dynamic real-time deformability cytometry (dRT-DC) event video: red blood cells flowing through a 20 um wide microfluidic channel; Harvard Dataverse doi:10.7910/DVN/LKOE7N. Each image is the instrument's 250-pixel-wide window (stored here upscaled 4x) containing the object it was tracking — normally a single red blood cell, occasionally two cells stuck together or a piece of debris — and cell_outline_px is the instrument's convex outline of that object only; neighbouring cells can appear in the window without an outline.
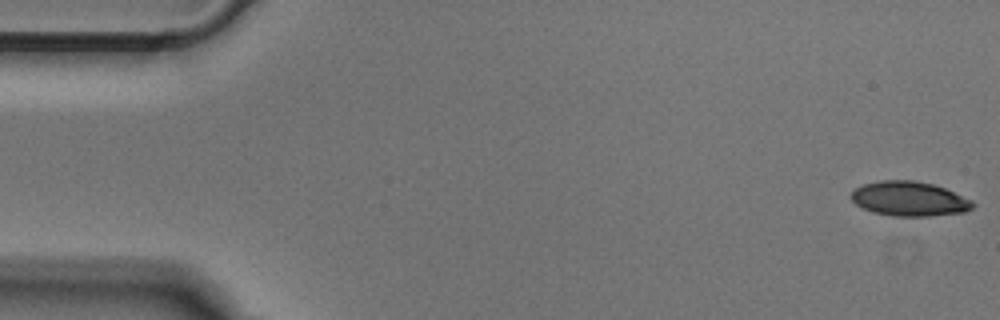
{"species": "Egyptian fruit bat (a non-hibernating species)", "species_latin": "Rousettus aegyptiacus", "temperature_condition": "cold", "stored_images_in_passage": 50, "camera_frame_rate_fps": 3000, "um_per_image_px": 0.085, "animal": {"sex": "male"}, "frame": {"image": 1, "passage_image": 1, "time_ms": 0.0, "image_size_px": [1000, 320], "cell_outline_px": [[976, 204], [972, 208], [964, 212], [932, 216], [892, 216], [872, 212], [856, 204], [852, 200], [852, 192], [856, 188], [864, 184], [880, 180], [912, 180], [932, 184], [944, 188], [972, 200]], "centroid_in_image_um": [77.31, 16.9], "position_along_channel_um": 7.7, "area_um2": 24.39}}
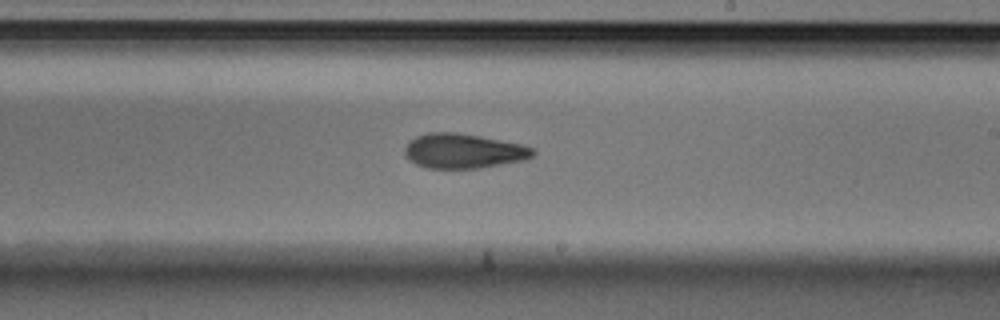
{"frame": {"image": 2, "passage_image": 29, "time_ms": 9.333, "image_size_px": [1000, 320], "cell_outline_px": [[536, 152], [532, 156], [524, 160], [480, 168], [424, 168], [408, 160], [404, 152], [404, 148], [416, 136], [428, 132], [456, 132], [480, 136], [520, 144], [532, 148]], "centroid_in_image_um": [39.36, 12.84], "position_along_channel_um": 249.6, "area_um2": 25.84}}
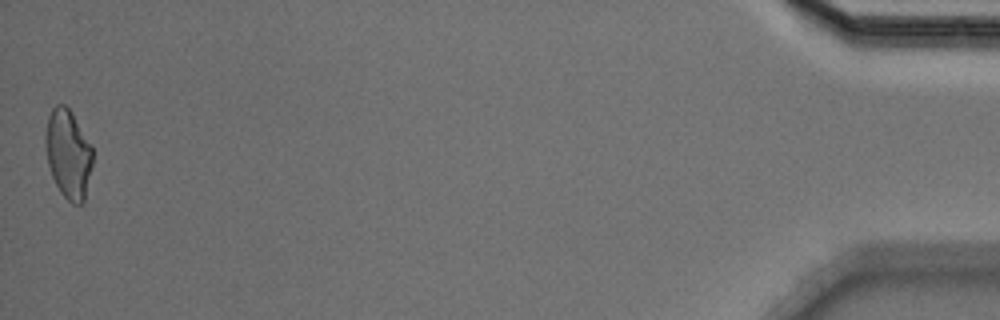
{"frame": {"image": 3, "passage_image": 50, "time_ms": 16.333, "image_size_px": [1000, 320], "cell_outline_px": [[92, 168], [84, 204], [72, 204], [60, 192], [52, 176], [48, 164], [44, 144], [44, 132], [48, 116], [52, 108], [56, 104], [64, 104], [72, 112], [92, 144]], "centroid_in_image_um": [5.8, 13.08], "position_along_channel_um": 429.4, "area_um2": 24.97}}